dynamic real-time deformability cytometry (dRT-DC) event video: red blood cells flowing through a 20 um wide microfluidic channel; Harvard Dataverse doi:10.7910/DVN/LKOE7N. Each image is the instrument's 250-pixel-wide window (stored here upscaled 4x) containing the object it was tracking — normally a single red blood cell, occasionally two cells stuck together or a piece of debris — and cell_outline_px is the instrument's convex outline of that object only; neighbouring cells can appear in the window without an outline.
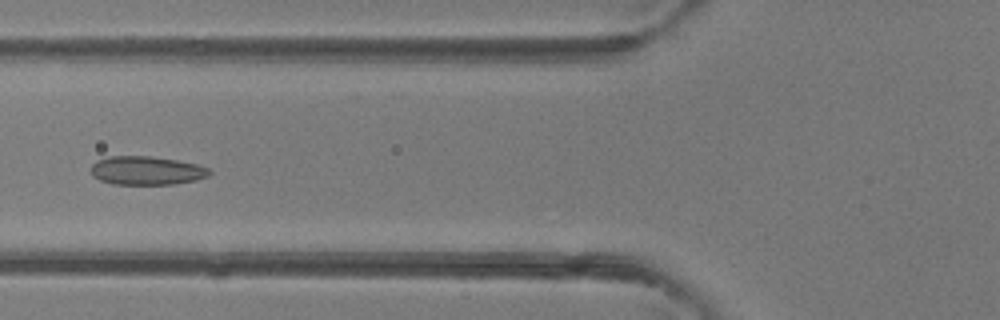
{"species": "common noctule bat (a hibernating species)", "species_latin": "Nyctalus noctula", "temperature_condition": "room temperature", "stored_images_in_passage": 5, "camera_frame_rate_fps": 3000, "um_per_image_px": 0.085, "animal": {"sex": "female"}, "frame": {"image": 1, "passage_image": 5, "time_ms": 5.333, "image_size_px": [1000, 320], "cell_outline_px": [[212, 172], [208, 176], [196, 180], [172, 184], [112, 184], [100, 180], [92, 176], [92, 164], [96, 160], [112, 156], [152, 156], [176, 160], [196, 164], [208, 168]], "centroid_in_image_um": [12.45, 14.5], "position_along_channel_um": 113.4, "area_um2": 19.71}}